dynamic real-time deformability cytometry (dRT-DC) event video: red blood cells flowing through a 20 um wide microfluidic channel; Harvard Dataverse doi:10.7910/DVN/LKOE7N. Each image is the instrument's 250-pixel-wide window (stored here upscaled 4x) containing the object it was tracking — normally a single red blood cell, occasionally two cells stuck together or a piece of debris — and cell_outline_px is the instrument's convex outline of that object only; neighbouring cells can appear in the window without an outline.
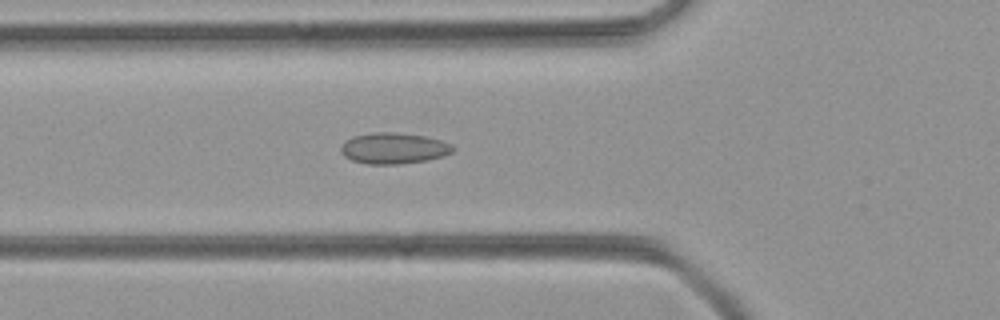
{"species": "common noctule bat (a hibernating species)", "species_latin": "Nyctalus noctula", "temperature_condition": "room temperature", "stored_images_in_passage": 41, "camera_frame_rate_fps": 3000, "um_per_image_px": 0.085, "animal": {"sex": "female", "body_mass_g": 21.9}, "frame": {"image": 1, "passage_image": 9, "time_ms": 2.667, "image_size_px": [1000, 320], "cell_outline_px": [[456, 148], [452, 152], [444, 156], [428, 160], [400, 164], [368, 164], [352, 160], [344, 156], [340, 152], [340, 148], [344, 140], [352, 136], [372, 132], [396, 132], [424, 136], [440, 140], [452, 144]], "centroid_in_image_um": [33.45, 12.6], "position_along_channel_um": 92.3, "area_um2": 20.52}}
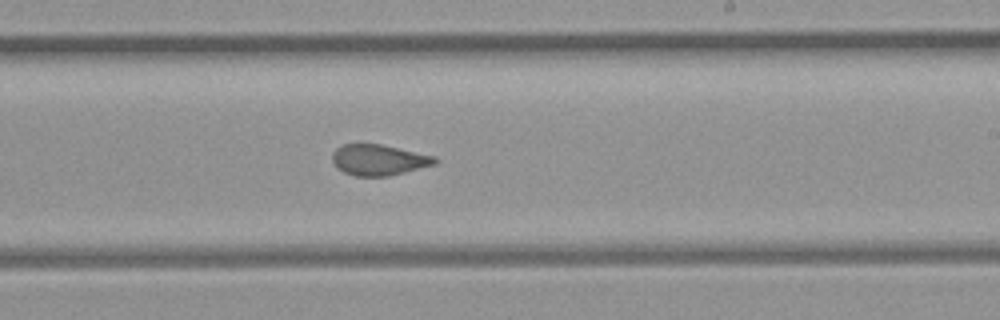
{"frame": {"image": 2, "passage_image": 21, "time_ms": 6.667, "image_size_px": [1000, 320], "cell_outline_px": [[440, 160], [436, 164], [388, 176], [356, 176], [344, 172], [336, 168], [332, 160], [332, 152], [336, 148], [344, 144], [380, 144], [436, 156]], "centroid_in_image_um": [32.2, 13.59], "position_along_channel_um": 256.8, "area_um2": 18.5}}
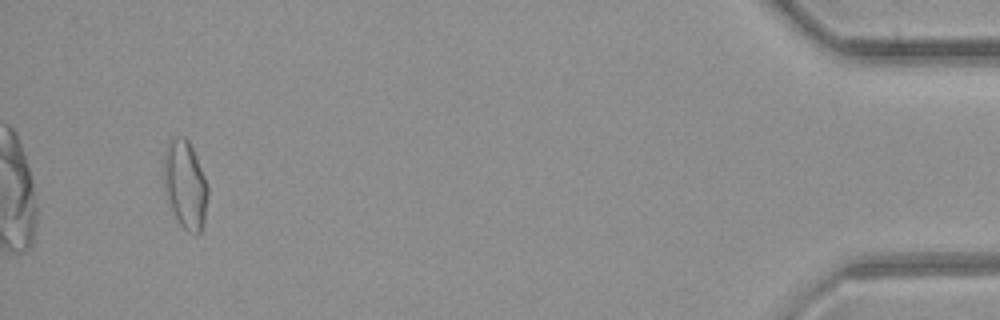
{"frame": {"image": 3, "passage_image": 39, "time_ms": 12.667, "image_size_px": [1000, 320], "cell_outline_px": [[208, 196], [204, 220], [200, 232], [188, 232], [180, 224], [172, 208], [164, 184], [164, 152], [168, 140], [184, 136], [188, 140], [196, 156], [208, 184]], "centroid_in_image_um": [15.76, 15.65], "position_along_channel_um": 419.4, "area_um2": 22.2}}